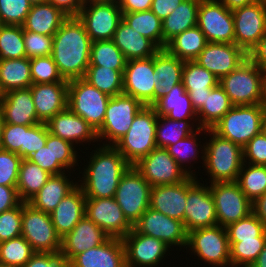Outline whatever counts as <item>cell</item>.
Instances as JSON below:
<instances>
[{
	"mask_svg": "<svg viewBox=\"0 0 266 267\" xmlns=\"http://www.w3.org/2000/svg\"><path fill=\"white\" fill-rule=\"evenodd\" d=\"M151 187L134 166H130L120 179L114 198L132 226L149 208Z\"/></svg>",
	"mask_w": 266,
	"mask_h": 267,
	"instance_id": "obj_10",
	"label": "cell"
},
{
	"mask_svg": "<svg viewBox=\"0 0 266 267\" xmlns=\"http://www.w3.org/2000/svg\"><path fill=\"white\" fill-rule=\"evenodd\" d=\"M21 202L16 186L0 185V213L17 207Z\"/></svg>",
	"mask_w": 266,
	"mask_h": 267,
	"instance_id": "obj_61",
	"label": "cell"
},
{
	"mask_svg": "<svg viewBox=\"0 0 266 267\" xmlns=\"http://www.w3.org/2000/svg\"><path fill=\"white\" fill-rule=\"evenodd\" d=\"M24 57L23 27L19 25H0V61Z\"/></svg>",
	"mask_w": 266,
	"mask_h": 267,
	"instance_id": "obj_49",
	"label": "cell"
},
{
	"mask_svg": "<svg viewBox=\"0 0 266 267\" xmlns=\"http://www.w3.org/2000/svg\"><path fill=\"white\" fill-rule=\"evenodd\" d=\"M75 149L76 146L71 142L63 140L48 131L46 146L27 159L51 175L62 174L66 171L69 172L70 169L73 170L76 164L79 166L77 162L78 152Z\"/></svg>",
	"mask_w": 266,
	"mask_h": 267,
	"instance_id": "obj_21",
	"label": "cell"
},
{
	"mask_svg": "<svg viewBox=\"0 0 266 267\" xmlns=\"http://www.w3.org/2000/svg\"><path fill=\"white\" fill-rule=\"evenodd\" d=\"M112 40L127 61L147 59L153 57L160 50L151 40L133 30L123 19Z\"/></svg>",
	"mask_w": 266,
	"mask_h": 267,
	"instance_id": "obj_33",
	"label": "cell"
},
{
	"mask_svg": "<svg viewBox=\"0 0 266 267\" xmlns=\"http://www.w3.org/2000/svg\"><path fill=\"white\" fill-rule=\"evenodd\" d=\"M32 84L55 83L65 80L51 55L30 59Z\"/></svg>",
	"mask_w": 266,
	"mask_h": 267,
	"instance_id": "obj_52",
	"label": "cell"
},
{
	"mask_svg": "<svg viewBox=\"0 0 266 267\" xmlns=\"http://www.w3.org/2000/svg\"><path fill=\"white\" fill-rule=\"evenodd\" d=\"M67 18L68 16L60 9L45 2L32 5L22 27L23 31L54 36Z\"/></svg>",
	"mask_w": 266,
	"mask_h": 267,
	"instance_id": "obj_36",
	"label": "cell"
},
{
	"mask_svg": "<svg viewBox=\"0 0 266 267\" xmlns=\"http://www.w3.org/2000/svg\"><path fill=\"white\" fill-rule=\"evenodd\" d=\"M68 17H77L84 6L83 0H47Z\"/></svg>",
	"mask_w": 266,
	"mask_h": 267,
	"instance_id": "obj_63",
	"label": "cell"
},
{
	"mask_svg": "<svg viewBox=\"0 0 266 267\" xmlns=\"http://www.w3.org/2000/svg\"><path fill=\"white\" fill-rule=\"evenodd\" d=\"M266 237L229 242L231 267H250L263 250Z\"/></svg>",
	"mask_w": 266,
	"mask_h": 267,
	"instance_id": "obj_50",
	"label": "cell"
},
{
	"mask_svg": "<svg viewBox=\"0 0 266 267\" xmlns=\"http://www.w3.org/2000/svg\"><path fill=\"white\" fill-rule=\"evenodd\" d=\"M243 162L266 166V138L260 132L243 148ZM248 160V161H247Z\"/></svg>",
	"mask_w": 266,
	"mask_h": 267,
	"instance_id": "obj_58",
	"label": "cell"
},
{
	"mask_svg": "<svg viewBox=\"0 0 266 267\" xmlns=\"http://www.w3.org/2000/svg\"><path fill=\"white\" fill-rule=\"evenodd\" d=\"M91 39L78 17H68L53 36L52 57L65 80L84 78L90 64Z\"/></svg>",
	"mask_w": 266,
	"mask_h": 267,
	"instance_id": "obj_1",
	"label": "cell"
},
{
	"mask_svg": "<svg viewBox=\"0 0 266 267\" xmlns=\"http://www.w3.org/2000/svg\"><path fill=\"white\" fill-rule=\"evenodd\" d=\"M190 176L187 179V201L184 213V227L186 232L198 228L218 225L216 207L209 185L204 186Z\"/></svg>",
	"mask_w": 266,
	"mask_h": 267,
	"instance_id": "obj_12",
	"label": "cell"
},
{
	"mask_svg": "<svg viewBox=\"0 0 266 267\" xmlns=\"http://www.w3.org/2000/svg\"><path fill=\"white\" fill-rule=\"evenodd\" d=\"M206 44L205 35L196 25L175 36L164 49L183 61H194L204 50Z\"/></svg>",
	"mask_w": 266,
	"mask_h": 267,
	"instance_id": "obj_38",
	"label": "cell"
},
{
	"mask_svg": "<svg viewBox=\"0 0 266 267\" xmlns=\"http://www.w3.org/2000/svg\"><path fill=\"white\" fill-rule=\"evenodd\" d=\"M85 215L109 237L123 239L133 229L114 197L86 198Z\"/></svg>",
	"mask_w": 266,
	"mask_h": 267,
	"instance_id": "obj_20",
	"label": "cell"
},
{
	"mask_svg": "<svg viewBox=\"0 0 266 267\" xmlns=\"http://www.w3.org/2000/svg\"><path fill=\"white\" fill-rule=\"evenodd\" d=\"M236 182L253 203L258 197L266 193V166L243 162Z\"/></svg>",
	"mask_w": 266,
	"mask_h": 267,
	"instance_id": "obj_46",
	"label": "cell"
},
{
	"mask_svg": "<svg viewBox=\"0 0 266 267\" xmlns=\"http://www.w3.org/2000/svg\"><path fill=\"white\" fill-rule=\"evenodd\" d=\"M4 123L16 125H35L38 120L31 89H16L6 93L0 105Z\"/></svg>",
	"mask_w": 266,
	"mask_h": 267,
	"instance_id": "obj_29",
	"label": "cell"
},
{
	"mask_svg": "<svg viewBox=\"0 0 266 267\" xmlns=\"http://www.w3.org/2000/svg\"><path fill=\"white\" fill-rule=\"evenodd\" d=\"M127 60L113 40H98L91 43L90 64L124 71Z\"/></svg>",
	"mask_w": 266,
	"mask_h": 267,
	"instance_id": "obj_47",
	"label": "cell"
},
{
	"mask_svg": "<svg viewBox=\"0 0 266 267\" xmlns=\"http://www.w3.org/2000/svg\"><path fill=\"white\" fill-rule=\"evenodd\" d=\"M32 125L4 123L2 129L1 149L16 153L25 159V131Z\"/></svg>",
	"mask_w": 266,
	"mask_h": 267,
	"instance_id": "obj_54",
	"label": "cell"
},
{
	"mask_svg": "<svg viewBox=\"0 0 266 267\" xmlns=\"http://www.w3.org/2000/svg\"><path fill=\"white\" fill-rule=\"evenodd\" d=\"M3 125H4V119H3V116H2V112L0 110V149H1V139H2Z\"/></svg>",
	"mask_w": 266,
	"mask_h": 267,
	"instance_id": "obj_71",
	"label": "cell"
},
{
	"mask_svg": "<svg viewBox=\"0 0 266 267\" xmlns=\"http://www.w3.org/2000/svg\"><path fill=\"white\" fill-rule=\"evenodd\" d=\"M152 0H119L122 13L142 12L151 8Z\"/></svg>",
	"mask_w": 266,
	"mask_h": 267,
	"instance_id": "obj_65",
	"label": "cell"
},
{
	"mask_svg": "<svg viewBox=\"0 0 266 267\" xmlns=\"http://www.w3.org/2000/svg\"><path fill=\"white\" fill-rule=\"evenodd\" d=\"M154 72V56L128 60L123 72V93L144 106H152L155 103Z\"/></svg>",
	"mask_w": 266,
	"mask_h": 267,
	"instance_id": "obj_19",
	"label": "cell"
},
{
	"mask_svg": "<svg viewBox=\"0 0 266 267\" xmlns=\"http://www.w3.org/2000/svg\"><path fill=\"white\" fill-rule=\"evenodd\" d=\"M256 2L266 3V0H255Z\"/></svg>",
	"mask_w": 266,
	"mask_h": 267,
	"instance_id": "obj_74",
	"label": "cell"
},
{
	"mask_svg": "<svg viewBox=\"0 0 266 267\" xmlns=\"http://www.w3.org/2000/svg\"><path fill=\"white\" fill-rule=\"evenodd\" d=\"M86 3H119V0H83Z\"/></svg>",
	"mask_w": 266,
	"mask_h": 267,
	"instance_id": "obj_69",
	"label": "cell"
},
{
	"mask_svg": "<svg viewBox=\"0 0 266 267\" xmlns=\"http://www.w3.org/2000/svg\"><path fill=\"white\" fill-rule=\"evenodd\" d=\"M49 133L71 142L73 145L97 141L96 131L79 115L68 107L57 113L47 123ZM75 142V143H74Z\"/></svg>",
	"mask_w": 266,
	"mask_h": 267,
	"instance_id": "obj_27",
	"label": "cell"
},
{
	"mask_svg": "<svg viewBox=\"0 0 266 267\" xmlns=\"http://www.w3.org/2000/svg\"><path fill=\"white\" fill-rule=\"evenodd\" d=\"M152 107L158 116H165L171 120L198 122L197 112L193 108L189 94L185 91L182 82L176 84L166 95L158 96ZM194 118L195 120H193Z\"/></svg>",
	"mask_w": 266,
	"mask_h": 267,
	"instance_id": "obj_32",
	"label": "cell"
},
{
	"mask_svg": "<svg viewBox=\"0 0 266 267\" xmlns=\"http://www.w3.org/2000/svg\"><path fill=\"white\" fill-rule=\"evenodd\" d=\"M184 0H152L150 10L163 21L168 17Z\"/></svg>",
	"mask_w": 266,
	"mask_h": 267,
	"instance_id": "obj_62",
	"label": "cell"
},
{
	"mask_svg": "<svg viewBox=\"0 0 266 267\" xmlns=\"http://www.w3.org/2000/svg\"><path fill=\"white\" fill-rule=\"evenodd\" d=\"M266 104L233 106L213 127L219 136L243 148L261 131Z\"/></svg>",
	"mask_w": 266,
	"mask_h": 267,
	"instance_id": "obj_6",
	"label": "cell"
},
{
	"mask_svg": "<svg viewBox=\"0 0 266 267\" xmlns=\"http://www.w3.org/2000/svg\"><path fill=\"white\" fill-rule=\"evenodd\" d=\"M6 96V92L4 91L1 82H0V105L3 102V100L5 99Z\"/></svg>",
	"mask_w": 266,
	"mask_h": 267,
	"instance_id": "obj_72",
	"label": "cell"
},
{
	"mask_svg": "<svg viewBox=\"0 0 266 267\" xmlns=\"http://www.w3.org/2000/svg\"><path fill=\"white\" fill-rule=\"evenodd\" d=\"M31 7L28 0H0V24L22 26Z\"/></svg>",
	"mask_w": 266,
	"mask_h": 267,
	"instance_id": "obj_53",
	"label": "cell"
},
{
	"mask_svg": "<svg viewBox=\"0 0 266 267\" xmlns=\"http://www.w3.org/2000/svg\"><path fill=\"white\" fill-rule=\"evenodd\" d=\"M248 58V54L235 43L207 42L195 61L217 78L228 75Z\"/></svg>",
	"mask_w": 266,
	"mask_h": 267,
	"instance_id": "obj_23",
	"label": "cell"
},
{
	"mask_svg": "<svg viewBox=\"0 0 266 267\" xmlns=\"http://www.w3.org/2000/svg\"><path fill=\"white\" fill-rule=\"evenodd\" d=\"M158 114L152 106H144L134 117L128 132L113 146L134 166L157 147Z\"/></svg>",
	"mask_w": 266,
	"mask_h": 267,
	"instance_id": "obj_5",
	"label": "cell"
},
{
	"mask_svg": "<svg viewBox=\"0 0 266 267\" xmlns=\"http://www.w3.org/2000/svg\"><path fill=\"white\" fill-rule=\"evenodd\" d=\"M197 26L207 42L235 43L232 11L219 0L200 1Z\"/></svg>",
	"mask_w": 266,
	"mask_h": 267,
	"instance_id": "obj_13",
	"label": "cell"
},
{
	"mask_svg": "<svg viewBox=\"0 0 266 267\" xmlns=\"http://www.w3.org/2000/svg\"><path fill=\"white\" fill-rule=\"evenodd\" d=\"M219 85L234 106L266 104V73L249 58L221 77Z\"/></svg>",
	"mask_w": 266,
	"mask_h": 267,
	"instance_id": "obj_4",
	"label": "cell"
},
{
	"mask_svg": "<svg viewBox=\"0 0 266 267\" xmlns=\"http://www.w3.org/2000/svg\"><path fill=\"white\" fill-rule=\"evenodd\" d=\"M68 265L69 267H127L123 240L109 237L101 245L76 255Z\"/></svg>",
	"mask_w": 266,
	"mask_h": 267,
	"instance_id": "obj_26",
	"label": "cell"
},
{
	"mask_svg": "<svg viewBox=\"0 0 266 267\" xmlns=\"http://www.w3.org/2000/svg\"><path fill=\"white\" fill-rule=\"evenodd\" d=\"M204 131V135L205 132L207 134V129L206 128H197V130L195 132H193L191 135H189L188 137L178 141L176 144L167 146L165 149L168 151V153L175 159V161L178 163V165L185 170V172H187L190 176L193 177H197V174H194L195 172H193L194 170H191V167H188V169L186 168L190 162L196 163L194 160L198 159L199 157V153H201V159L203 160L204 163V149H205V144L200 145L199 140L201 139H197L198 135L200 137V133ZM199 143V144H198ZM203 148H201V147ZM199 147V148H198ZM201 150V152H199ZM189 160H191L189 162ZM185 164V165H184ZM185 167H184V166Z\"/></svg>",
	"mask_w": 266,
	"mask_h": 267,
	"instance_id": "obj_42",
	"label": "cell"
},
{
	"mask_svg": "<svg viewBox=\"0 0 266 267\" xmlns=\"http://www.w3.org/2000/svg\"><path fill=\"white\" fill-rule=\"evenodd\" d=\"M250 267H266V241L263 250L260 252L256 261Z\"/></svg>",
	"mask_w": 266,
	"mask_h": 267,
	"instance_id": "obj_68",
	"label": "cell"
},
{
	"mask_svg": "<svg viewBox=\"0 0 266 267\" xmlns=\"http://www.w3.org/2000/svg\"><path fill=\"white\" fill-rule=\"evenodd\" d=\"M51 176L47 171L41 169L37 164L28 159H22L18 182L17 193L22 202H28L46 184Z\"/></svg>",
	"mask_w": 266,
	"mask_h": 267,
	"instance_id": "obj_41",
	"label": "cell"
},
{
	"mask_svg": "<svg viewBox=\"0 0 266 267\" xmlns=\"http://www.w3.org/2000/svg\"><path fill=\"white\" fill-rule=\"evenodd\" d=\"M235 44L247 54L266 33V3L256 2L232 11Z\"/></svg>",
	"mask_w": 266,
	"mask_h": 267,
	"instance_id": "obj_17",
	"label": "cell"
},
{
	"mask_svg": "<svg viewBox=\"0 0 266 267\" xmlns=\"http://www.w3.org/2000/svg\"><path fill=\"white\" fill-rule=\"evenodd\" d=\"M36 252L21 235L0 243V264L23 267Z\"/></svg>",
	"mask_w": 266,
	"mask_h": 267,
	"instance_id": "obj_48",
	"label": "cell"
},
{
	"mask_svg": "<svg viewBox=\"0 0 266 267\" xmlns=\"http://www.w3.org/2000/svg\"><path fill=\"white\" fill-rule=\"evenodd\" d=\"M122 240L125 246L127 267H159L158 264L163 258L165 260L169 253L170 247L160 239L137 233L134 229Z\"/></svg>",
	"mask_w": 266,
	"mask_h": 267,
	"instance_id": "obj_22",
	"label": "cell"
},
{
	"mask_svg": "<svg viewBox=\"0 0 266 267\" xmlns=\"http://www.w3.org/2000/svg\"><path fill=\"white\" fill-rule=\"evenodd\" d=\"M21 161L16 153L0 149V185H17Z\"/></svg>",
	"mask_w": 266,
	"mask_h": 267,
	"instance_id": "obj_57",
	"label": "cell"
},
{
	"mask_svg": "<svg viewBox=\"0 0 266 267\" xmlns=\"http://www.w3.org/2000/svg\"><path fill=\"white\" fill-rule=\"evenodd\" d=\"M85 201L84 192L77 186L50 213L56 233L61 239L85 216Z\"/></svg>",
	"mask_w": 266,
	"mask_h": 267,
	"instance_id": "obj_31",
	"label": "cell"
},
{
	"mask_svg": "<svg viewBox=\"0 0 266 267\" xmlns=\"http://www.w3.org/2000/svg\"><path fill=\"white\" fill-rule=\"evenodd\" d=\"M109 236L86 215L61 239L60 254L66 263L76 255L104 243Z\"/></svg>",
	"mask_w": 266,
	"mask_h": 267,
	"instance_id": "obj_24",
	"label": "cell"
},
{
	"mask_svg": "<svg viewBox=\"0 0 266 267\" xmlns=\"http://www.w3.org/2000/svg\"><path fill=\"white\" fill-rule=\"evenodd\" d=\"M226 231L228 242H240L254 239L255 237H266V226L253 212L245 218L228 225Z\"/></svg>",
	"mask_w": 266,
	"mask_h": 267,
	"instance_id": "obj_51",
	"label": "cell"
},
{
	"mask_svg": "<svg viewBox=\"0 0 266 267\" xmlns=\"http://www.w3.org/2000/svg\"><path fill=\"white\" fill-rule=\"evenodd\" d=\"M143 107L139 100L124 93L111 97L102 127L96 132L98 141L106 139L103 145H114L128 132L134 117Z\"/></svg>",
	"mask_w": 266,
	"mask_h": 267,
	"instance_id": "obj_9",
	"label": "cell"
},
{
	"mask_svg": "<svg viewBox=\"0 0 266 267\" xmlns=\"http://www.w3.org/2000/svg\"><path fill=\"white\" fill-rule=\"evenodd\" d=\"M69 81L40 83L30 86L34 107L41 123H47L67 108Z\"/></svg>",
	"mask_w": 266,
	"mask_h": 267,
	"instance_id": "obj_25",
	"label": "cell"
},
{
	"mask_svg": "<svg viewBox=\"0 0 266 267\" xmlns=\"http://www.w3.org/2000/svg\"><path fill=\"white\" fill-rule=\"evenodd\" d=\"M25 57L29 59L52 55L53 36L24 31Z\"/></svg>",
	"mask_w": 266,
	"mask_h": 267,
	"instance_id": "obj_56",
	"label": "cell"
},
{
	"mask_svg": "<svg viewBox=\"0 0 266 267\" xmlns=\"http://www.w3.org/2000/svg\"><path fill=\"white\" fill-rule=\"evenodd\" d=\"M134 167L151 186L177 184L190 177L165 148L156 147Z\"/></svg>",
	"mask_w": 266,
	"mask_h": 267,
	"instance_id": "obj_16",
	"label": "cell"
},
{
	"mask_svg": "<svg viewBox=\"0 0 266 267\" xmlns=\"http://www.w3.org/2000/svg\"><path fill=\"white\" fill-rule=\"evenodd\" d=\"M23 267H69L60 253L36 252Z\"/></svg>",
	"mask_w": 266,
	"mask_h": 267,
	"instance_id": "obj_60",
	"label": "cell"
},
{
	"mask_svg": "<svg viewBox=\"0 0 266 267\" xmlns=\"http://www.w3.org/2000/svg\"><path fill=\"white\" fill-rule=\"evenodd\" d=\"M262 135L266 138V115L263 117L262 123H261V131Z\"/></svg>",
	"mask_w": 266,
	"mask_h": 267,
	"instance_id": "obj_70",
	"label": "cell"
},
{
	"mask_svg": "<svg viewBox=\"0 0 266 267\" xmlns=\"http://www.w3.org/2000/svg\"><path fill=\"white\" fill-rule=\"evenodd\" d=\"M123 20L137 33L162 49V21L150 9L142 12L123 13Z\"/></svg>",
	"mask_w": 266,
	"mask_h": 267,
	"instance_id": "obj_45",
	"label": "cell"
},
{
	"mask_svg": "<svg viewBox=\"0 0 266 267\" xmlns=\"http://www.w3.org/2000/svg\"><path fill=\"white\" fill-rule=\"evenodd\" d=\"M252 212L264 223L266 226V193L258 197L253 203Z\"/></svg>",
	"mask_w": 266,
	"mask_h": 267,
	"instance_id": "obj_66",
	"label": "cell"
},
{
	"mask_svg": "<svg viewBox=\"0 0 266 267\" xmlns=\"http://www.w3.org/2000/svg\"><path fill=\"white\" fill-rule=\"evenodd\" d=\"M66 175V172L51 175L46 184L27 203L36 210L50 214L61 200L78 186L75 179L71 181Z\"/></svg>",
	"mask_w": 266,
	"mask_h": 267,
	"instance_id": "obj_34",
	"label": "cell"
},
{
	"mask_svg": "<svg viewBox=\"0 0 266 267\" xmlns=\"http://www.w3.org/2000/svg\"><path fill=\"white\" fill-rule=\"evenodd\" d=\"M201 0H184L162 21V49L175 36L197 25Z\"/></svg>",
	"mask_w": 266,
	"mask_h": 267,
	"instance_id": "obj_37",
	"label": "cell"
},
{
	"mask_svg": "<svg viewBox=\"0 0 266 267\" xmlns=\"http://www.w3.org/2000/svg\"><path fill=\"white\" fill-rule=\"evenodd\" d=\"M209 142L204 149V170L209 183L236 182L243 164V150L232 141L207 129ZM210 175V176H209Z\"/></svg>",
	"mask_w": 266,
	"mask_h": 267,
	"instance_id": "obj_3",
	"label": "cell"
},
{
	"mask_svg": "<svg viewBox=\"0 0 266 267\" xmlns=\"http://www.w3.org/2000/svg\"><path fill=\"white\" fill-rule=\"evenodd\" d=\"M137 233L160 239L167 246L184 248L187 246L188 233L183 222L157 212L150 207L133 225Z\"/></svg>",
	"mask_w": 266,
	"mask_h": 267,
	"instance_id": "obj_18",
	"label": "cell"
},
{
	"mask_svg": "<svg viewBox=\"0 0 266 267\" xmlns=\"http://www.w3.org/2000/svg\"><path fill=\"white\" fill-rule=\"evenodd\" d=\"M123 72L103 66L89 65L84 79L99 91L113 97L123 93Z\"/></svg>",
	"mask_w": 266,
	"mask_h": 267,
	"instance_id": "obj_44",
	"label": "cell"
},
{
	"mask_svg": "<svg viewBox=\"0 0 266 267\" xmlns=\"http://www.w3.org/2000/svg\"><path fill=\"white\" fill-rule=\"evenodd\" d=\"M77 17L93 42L113 39L123 13L119 3H86Z\"/></svg>",
	"mask_w": 266,
	"mask_h": 267,
	"instance_id": "obj_15",
	"label": "cell"
},
{
	"mask_svg": "<svg viewBox=\"0 0 266 267\" xmlns=\"http://www.w3.org/2000/svg\"><path fill=\"white\" fill-rule=\"evenodd\" d=\"M209 188L216 207L218 225L226 228L252 213L253 204L237 182L211 183Z\"/></svg>",
	"mask_w": 266,
	"mask_h": 267,
	"instance_id": "obj_14",
	"label": "cell"
},
{
	"mask_svg": "<svg viewBox=\"0 0 266 267\" xmlns=\"http://www.w3.org/2000/svg\"><path fill=\"white\" fill-rule=\"evenodd\" d=\"M31 5H36L40 3H45L47 0H28Z\"/></svg>",
	"mask_w": 266,
	"mask_h": 267,
	"instance_id": "obj_73",
	"label": "cell"
},
{
	"mask_svg": "<svg viewBox=\"0 0 266 267\" xmlns=\"http://www.w3.org/2000/svg\"><path fill=\"white\" fill-rule=\"evenodd\" d=\"M90 153L78 186L86 198L115 197L120 179L131 165L113 145L100 144Z\"/></svg>",
	"mask_w": 266,
	"mask_h": 267,
	"instance_id": "obj_2",
	"label": "cell"
},
{
	"mask_svg": "<svg viewBox=\"0 0 266 267\" xmlns=\"http://www.w3.org/2000/svg\"><path fill=\"white\" fill-rule=\"evenodd\" d=\"M219 1H221L230 11L256 3L255 0H219Z\"/></svg>",
	"mask_w": 266,
	"mask_h": 267,
	"instance_id": "obj_67",
	"label": "cell"
},
{
	"mask_svg": "<svg viewBox=\"0 0 266 267\" xmlns=\"http://www.w3.org/2000/svg\"><path fill=\"white\" fill-rule=\"evenodd\" d=\"M0 82L7 93L32 85L30 59L27 57L0 61Z\"/></svg>",
	"mask_w": 266,
	"mask_h": 267,
	"instance_id": "obj_39",
	"label": "cell"
},
{
	"mask_svg": "<svg viewBox=\"0 0 266 267\" xmlns=\"http://www.w3.org/2000/svg\"><path fill=\"white\" fill-rule=\"evenodd\" d=\"M182 83L189 94L196 112L203 106L208 93L219 84V78L200 66L195 60L185 61L182 71Z\"/></svg>",
	"mask_w": 266,
	"mask_h": 267,
	"instance_id": "obj_30",
	"label": "cell"
},
{
	"mask_svg": "<svg viewBox=\"0 0 266 267\" xmlns=\"http://www.w3.org/2000/svg\"><path fill=\"white\" fill-rule=\"evenodd\" d=\"M47 135L46 123L32 125L25 131V159L46 146Z\"/></svg>",
	"mask_w": 266,
	"mask_h": 267,
	"instance_id": "obj_59",
	"label": "cell"
},
{
	"mask_svg": "<svg viewBox=\"0 0 266 267\" xmlns=\"http://www.w3.org/2000/svg\"><path fill=\"white\" fill-rule=\"evenodd\" d=\"M22 202L15 208L0 213V243L21 236Z\"/></svg>",
	"mask_w": 266,
	"mask_h": 267,
	"instance_id": "obj_55",
	"label": "cell"
},
{
	"mask_svg": "<svg viewBox=\"0 0 266 267\" xmlns=\"http://www.w3.org/2000/svg\"><path fill=\"white\" fill-rule=\"evenodd\" d=\"M21 235L35 252L60 253L61 238L56 233L50 214L22 202Z\"/></svg>",
	"mask_w": 266,
	"mask_h": 267,
	"instance_id": "obj_11",
	"label": "cell"
},
{
	"mask_svg": "<svg viewBox=\"0 0 266 267\" xmlns=\"http://www.w3.org/2000/svg\"><path fill=\"white\" fill-rule=\"evenodd\" d=\"M193 124L189 120H171L165 116H158L155 133L157 147L166 148L188 137L199 128L198 123Z\"/></svg>",
	"mask_w": 266,
	"mask_h": 267,
	"instance_id": "obj_43",
	"label": "cell"
},
{
	"mask_svg": "<svg viewBox=\"0 0 266 267\" xmlns=\"http://www.w3.org/2000/svg\"><path fill=\"white\" fill-rule=\"evenodd\" d=\"M187 201V180L169 185L151 187L149 207L184 224Z\"/></svg>",
	"mask_w": 266,
	"mask_h": 267,
	"instance_id": "obj_28",
	"label": "cell"
},
{
	"mask_svg": "<svg viewBox=\"0 0 266 267\" xmlns=\"http://www.w3.org/2000/svg\"><path fill=\"white\" fill-rule=\"evenodd\" d=\"M187 248L208 266L231 267L230 244L225 227L215 225L188 232Z\"/></svg>",
	"mask_w": 266,
	"mask_h": 267,
	"instance_id": "obj_8",
	"label": "cell"
},
{
	"mask_svg": "<svg viewBox=\"0 0 266 267\" xmlns=\"http://www.w3.org/2000/svg\"><path fill=\"white\" fill-rule=\"evenodd\" d=\"M248 58L266 73V33L250 51Z\"/></svg>",
	"mask_w": 266,
	"mask_h": 267,
	"instance_id": "obj_64",
	"label": "cell"
},
{
	"mask_svg": "<svg viewBox=\"0 0 266 267\" xmlns=\"http://www.w3.org/2000/svg\"><path fill=\"white\" fill-rule=\"evenodd\" d=\"M110 98L84 78L69 80L67 107L81 116L96 132L102 127Z\"/></svg>",
	"mask_w": 266,
	"mask_h": 267,
	"instance_id": "obj_7",
	"label": "cell"
},
{
	"mask_svg": "<svg viewBox=\"0 0 266 267\" xmlns=\"http://www.w3.org/2000/svg\"><path fill=\"white\" fill-rule=\"evenodd\" d=\"M228 95L218 84L208 93L203 106L197 111L199 127H212L233 107Z\"/></svg>",
	"mask_w": 266,
	"mask_h": 267,
	"instance_id": "obj_40",
	"label": "cell"
},
{
	"mask_svg": "<svg viewBox=\"0 0 266 267\" xmlns=\"http://www.w3.org/2000/svg\"><path fill=\"white\" fill-rule=\"evenodd\" d=\"M183 60L160 49L154 55L155 102L158 96L166 95L176 85L182 82Z\"/></svg>",
	"mask_w": 266,
	"mask_h": 267,
	"instance_id": "obj_35",
	"label": "cell"
}]
</instances>
